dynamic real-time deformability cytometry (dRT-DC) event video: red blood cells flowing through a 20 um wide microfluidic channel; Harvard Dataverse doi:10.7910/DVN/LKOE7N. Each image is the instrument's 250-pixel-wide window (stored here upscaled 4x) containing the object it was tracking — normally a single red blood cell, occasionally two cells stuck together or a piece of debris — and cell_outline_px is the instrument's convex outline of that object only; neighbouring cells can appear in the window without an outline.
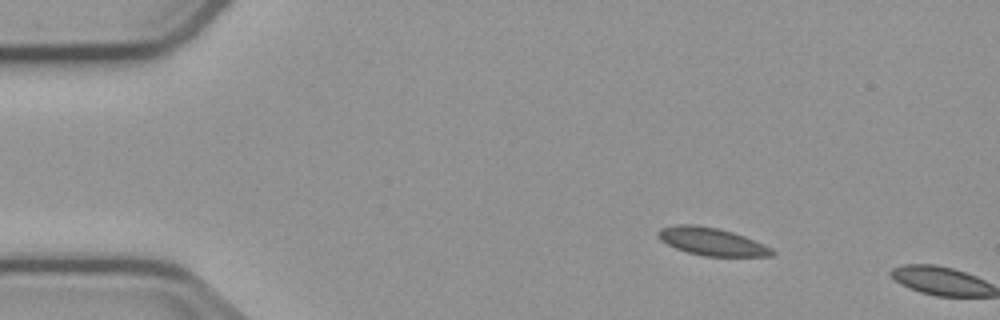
{"species": "common noctule bat (a hibernating species)", "species_latin": "Nyctalus noctula", "temperature_condition": "cold", "stored_images_in_passage": 3, "camera_frame_rate_fps": 3000, "um_per_image_px": 0.085, "animal": {"sex": "male", "body_mass_g": 23.1, "forearm_length_mm": 52.7}, "frame": {"image": 1, "passage_image": 2, "time_ms": 1.333, "image_size_px": [1000, 320], "cell_outline_px": [[776, 256], [704, 256], [688, 252], [676, 248], [660, 240], [656, 236], [656, 232], [660, 228], [676, 224], [696, 224], [716, 228], [732, 232], [744, 236], [764, 244], [772, 248], [776, 252]], "centroid_in_image_um": [60.49, 20.53], "position_along_channel_um": 24.5, "area_um2": 18.5}}